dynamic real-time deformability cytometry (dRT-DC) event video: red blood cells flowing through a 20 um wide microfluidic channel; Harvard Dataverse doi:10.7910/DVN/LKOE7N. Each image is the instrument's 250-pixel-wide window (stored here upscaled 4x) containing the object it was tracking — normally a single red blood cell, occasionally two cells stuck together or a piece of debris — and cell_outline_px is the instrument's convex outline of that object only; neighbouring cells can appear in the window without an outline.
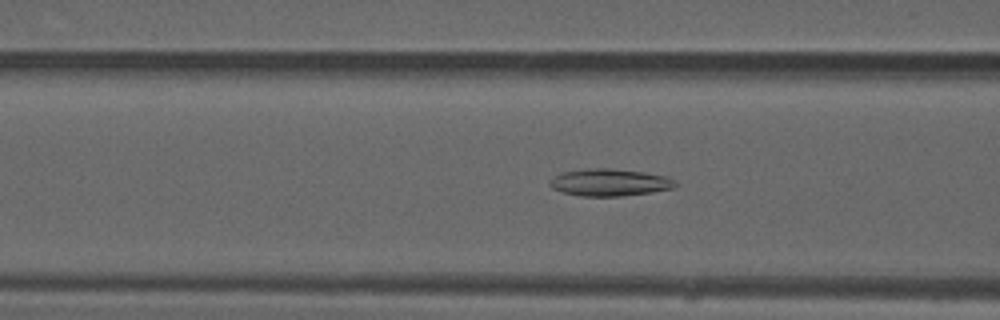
{"species": "common noctule bat (a hibernating species)", "species_latin": "Nyctalus noctula", "temperature_condition": "warm", "stored_images_in_passage": 50, "camera_frame_rate_fps": 3000, "um_per_image_px": 0.085, "animal": {"sex": "male", "forearm_length_mm": 52.5}, "frame": {"image": 1, "passage_image": 20, "time_ms": 6.333, "image_size_px": [1000, 320], "cell_outline_px": [[680, 184], [672, 188], [652, 192], [620, 196], [580, 196], [564, 192], [552, 188], [548, 184], [548, 180], [560, 172], [588, 168], [608, 168], [644, 172], [668, 176], [676, 180]], "centroid_in_image_um": [51.82, 15.5], "position_along_channel_um": 114.8, "area_um2": 20.11}}
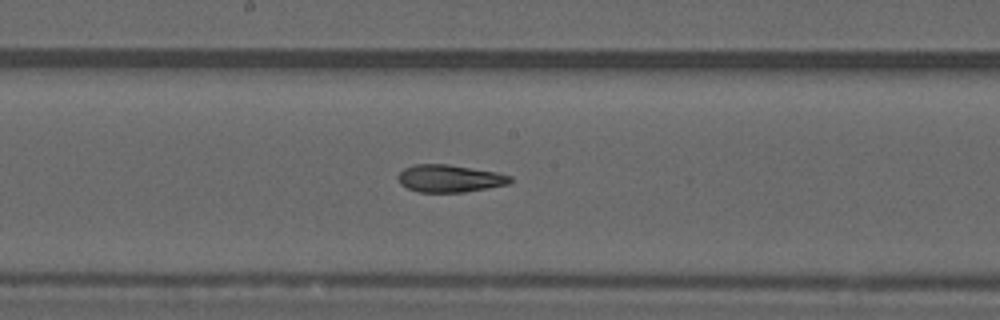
{"frame": {"image": 2, "passage_image": 27, "time_ms": 8.667, "image_size_px": [1000, 320], "cell_outline_px": [[512, 180], [508, 184], [488, 188], [464, 192], [420, 192], [408, 188], [400, 184], [396, 176], [404, 168], [412, 164], [448, 164], [496, 172], [512, 176]], "centroid_in_image_um": [38.19, 15.16], "position_along_channel_um": 210.0, "area_um2": 17.98}}
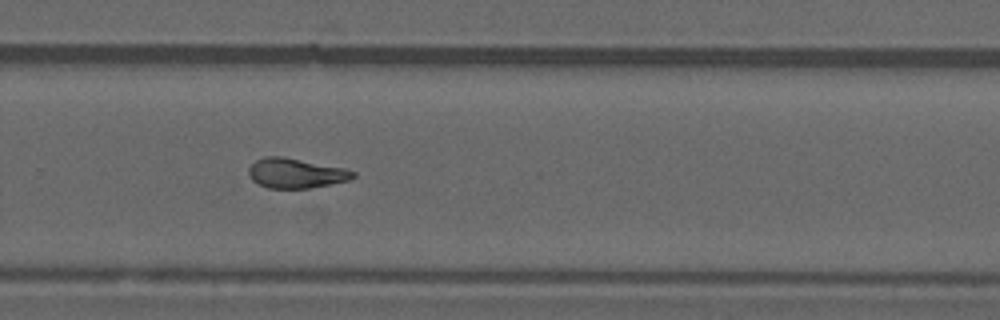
{"frame": {"image": 3, "passage_image": 34, "time_ms": 11.0, "image_size_px": [1000, 320], "cell_outline_px": [[356, 176], [348, 180], [312, 188], [268, 188], [256, 184], [252, 180], [248, 172], [248, 168], [256, 160], [264, 156], [284, 156], [344, 168], [356, 172]], "centroid_in_image_um": [25.12, 14.72], "position_along_channel_um": 304.7, "area_um2": 18.26}, "authors_computed_cell_mechanics": {"area_um2": 18.6694, "velocity_mm_per_s": 4.0794, "shape_relaxation_time_tau1_ms": null, "shape_relaxation_time_tau2_ms": 2.517, "deformation_change_tau1": null, "deformation_change_tau2": 0.1129}}